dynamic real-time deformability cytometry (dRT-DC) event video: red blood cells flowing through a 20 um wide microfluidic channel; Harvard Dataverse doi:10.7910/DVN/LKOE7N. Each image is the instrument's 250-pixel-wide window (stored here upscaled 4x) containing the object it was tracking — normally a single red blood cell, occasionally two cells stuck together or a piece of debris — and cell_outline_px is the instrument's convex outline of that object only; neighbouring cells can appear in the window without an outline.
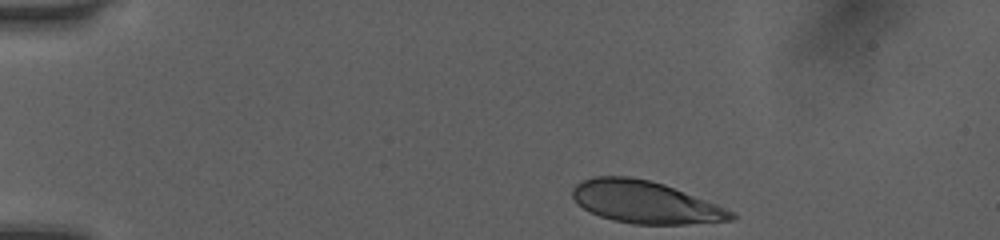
{"species": "human", "species_latin": "Homo sapiens", "temperature_condition": "room temperature", "stored_images_in_passage": 36, "camera_frame_rate_fps": 3000, "um_per_image_px": 0.085, "donor": {"sex": "female"}, "frame": {"image": 1, "passage_image": 1, "time_ms": 0.0, "image_size_px": [1000, 240], "cell_outline_px": [[736, 216], [732, 220], [684, 224], [632, 224], [612, 220], [600, 216], [584, 208], [572, 196], [572, 188], [576, 184], [592, 176], [628, 176], [648, 180], [664, 184], [716, 204], [736, 212]], "centroid_in_image_um": [54.84, 17.18], "position_along_channel_um": 30.2, "area_um2": 38.78}}
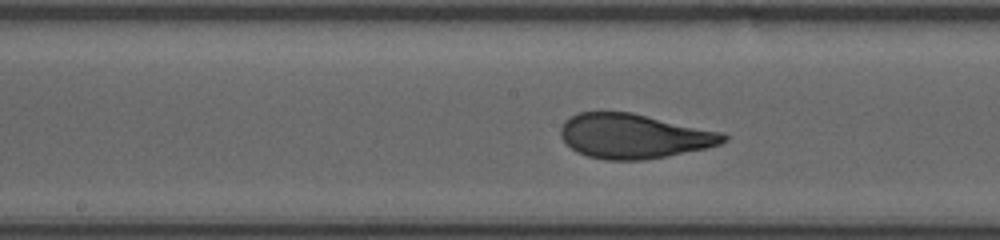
{"frame": {"image": 2, "passage_image": 19, "time_ms": 6.0, "image_size_px": [1000, 240], "cell_outline_px": [[728, 140], [720, 144], [704, 148], [668, 156], [644, 160], [604, 160], [588, 156], [576, 152], [560, 136], [560, 128], [564, 120], [580, 112], [632, 112], [724, 132], [728, 136]], "centroid_in_image_um": [53.89, 11.57], "position_along_channel_um": 194.3, "area_um2": 42.48}}
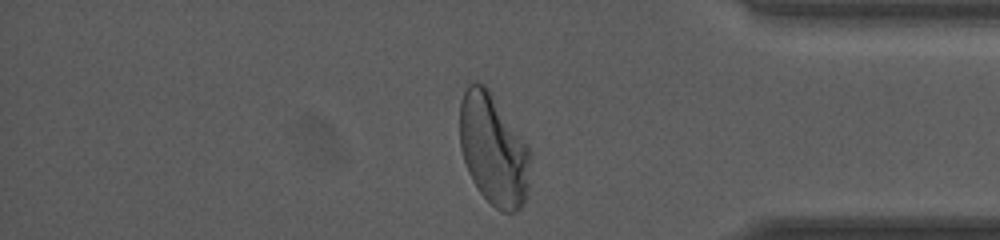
{"frame": {"image": 3, "passage_image": 35, "time_ms": 11.333, "image_size_px": [1000, 240], "cell_outline_px": [[532, 156], [528, 188], [524, 204], [516, 212], [504, 212], [496, 208], [480, 192], [472, 180], [468, 172], [460, 148], [460, 100], [468, 84], [476, 80], [484, 84], [488, 88], [528, 148]], "centroid_in_image_um": [41.93, 12.73], "position_along_channel_um": 393.3, "area_um2": 45.6}, "authors_computed_cell_mechanics": {"area_um2": 42.5697, "velocity_mm_per_s": 4.0475, "shape_relaxation_time_tau1_ms": 4.143, "shape_relaxation_time_tau2_ms": null, "deformation_change_tau1": 0.1932, "deformation_change_tau2": null}}